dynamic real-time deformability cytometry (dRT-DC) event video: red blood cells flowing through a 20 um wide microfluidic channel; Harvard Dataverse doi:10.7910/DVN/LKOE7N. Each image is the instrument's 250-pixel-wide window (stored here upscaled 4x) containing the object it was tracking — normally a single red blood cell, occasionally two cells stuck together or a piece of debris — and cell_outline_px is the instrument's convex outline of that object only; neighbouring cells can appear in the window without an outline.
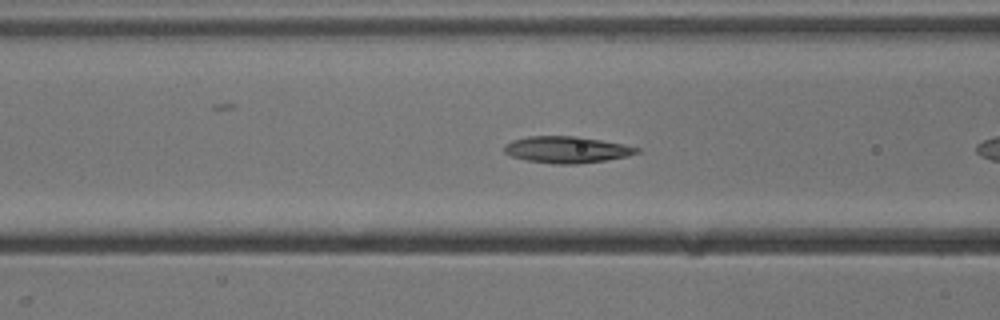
{"species": "common noctule bat (a hibernating species)", "species_latin": "Nyctalus noctula", "temperature_condition": "cold", "stored_images_in_passage": 7, "camera_frame_rate_fps": 3000, "um_per_image_px": 0.085, "animal": {"sex": "male", "body_mass_g": 13.3}, "frame": {"image": 1, "passage_image": 6, "time_ms": 1.667, "image_size_px": [1000, 320], "cell_outline_px": [[640, 152], [628, 156], [604, 160], [576, 164], [552, 164], [528, 160], [512, 156], [504, 152], [504, 144], [512, 140], [528, 136], [576, 136], [600, 140], [640, 148]], "centroid_in_image_um": [48.14, 12.72], "position_along_channel_um": 118.5, "area_um2": 20.35}}